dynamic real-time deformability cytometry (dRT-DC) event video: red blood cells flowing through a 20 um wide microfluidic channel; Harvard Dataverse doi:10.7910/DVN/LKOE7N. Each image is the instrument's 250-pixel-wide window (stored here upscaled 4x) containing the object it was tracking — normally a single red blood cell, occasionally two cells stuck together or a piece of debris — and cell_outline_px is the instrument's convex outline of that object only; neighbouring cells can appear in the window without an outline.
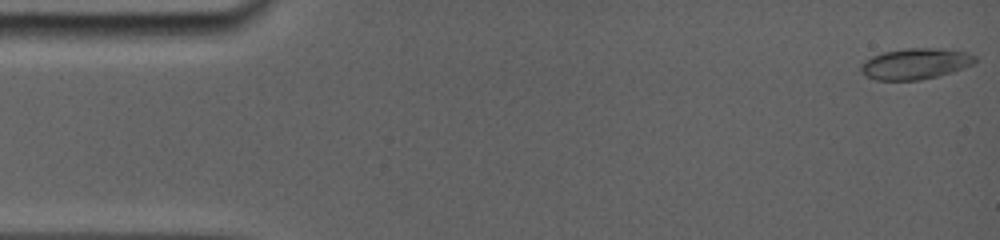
{"species": "common noctule bat (a hibernating species)", "species_latin": "Nyctalus noctula", "temperature_condition": "room temperature", "stored_images_in_passage": 11, "camera_frame_rate_fps": 5000, "um_per_image_px": 0.085, "animal": {"sex": "female", "body_mass_g": 19.0, "forearm_length_mm": 56.7}, "frame": {"image": 1, "passage_image": 1, "time_ms": 0.0, "image_size_px": [1000, 240], "cell_outline_px": [[976, 60], [972, 64], [964, 68], [952, 72], [920, 80], [876, 80], [864, 76], [860, 72], [860, 64], [864, 60], [872, 56], [884, 52], [908, 48], [936, 48], [968, 52], [976, 56]], "centroid_in_image_um": [77.77, 5.42], "position_along_channel_um": 7.2, "area_um2": 20.69}}